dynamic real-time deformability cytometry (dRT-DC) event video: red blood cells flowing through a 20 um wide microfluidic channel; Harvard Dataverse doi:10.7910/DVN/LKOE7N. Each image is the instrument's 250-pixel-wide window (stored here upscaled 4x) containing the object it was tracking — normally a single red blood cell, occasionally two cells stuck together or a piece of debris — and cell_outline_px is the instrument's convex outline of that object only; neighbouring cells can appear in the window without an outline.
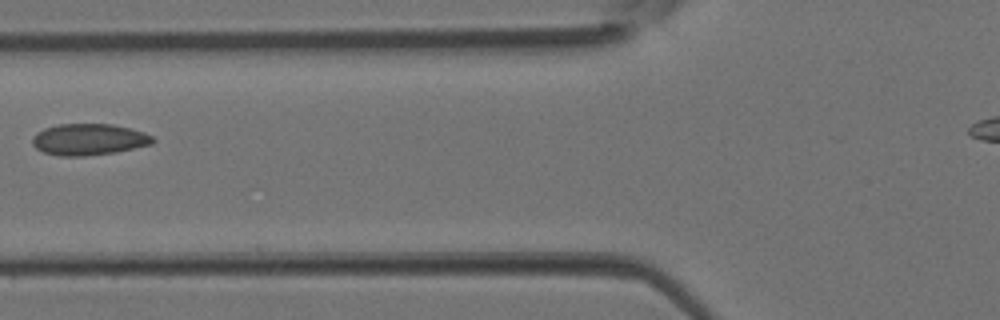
{"species": "Egyptian fruit bat (a non-hibernating species)", "species_latin": "Rousettus aegyptiacus", "temperature_condition": "room temperature", "stored_images_in_passage": 2, "camera_frame_rate_fps": 3000, "um_per_image_px": 0.085, "animal": {"sex": "female"}, "frame": {"image": 1, "passage_image": 2, "time_ms": 0.333, "image_size_px": [1000, 320], "cell_outline_px": [[156, 140], [152, 144], [116, 152], [84, 156], [60, 156], [44, 152], [36, 148], [32, 144], [32, 136], [36, 132], [44, 128], [60, 124], [112, 124], [144, 132], [152, 136]], "centroid_in_image_um": [7.54, 11.85], "position_along_channel_um": 118.3, "area_um2": 22.08}}